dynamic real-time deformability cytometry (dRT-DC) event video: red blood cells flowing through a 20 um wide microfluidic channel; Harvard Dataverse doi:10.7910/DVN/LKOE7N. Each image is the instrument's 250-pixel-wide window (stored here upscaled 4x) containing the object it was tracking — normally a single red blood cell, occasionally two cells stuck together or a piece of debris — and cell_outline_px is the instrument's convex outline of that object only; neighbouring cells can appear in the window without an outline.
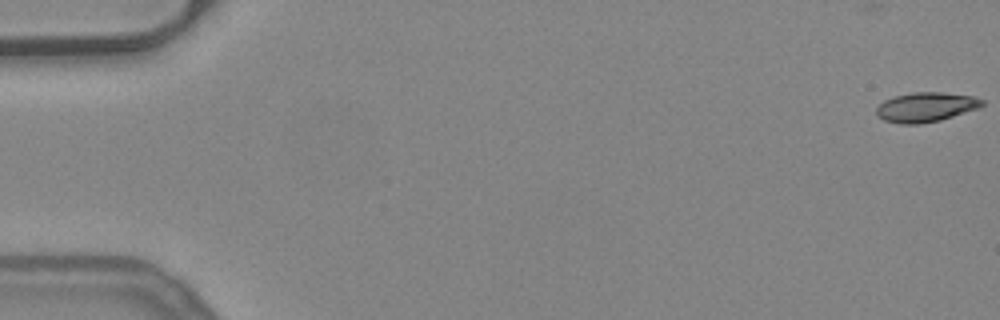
{"species": "common noctule bat (a hibernating species)", "species_latin": "Nyctalus noctula", "temperature_condition": "warm", "stored_images_in_passage": 53, "camera_frame_rate_fps": 3000, "um_per_image_px": 0.085, "animal": {"sex": "female", "body_mass_g": 24.6, "forearm_length_mm": 56.2}, "frame": {"image": 1, "passage_image": 1, "time_ms": 0.0, "image_size_px": [1000, 320], "cell_outline_px": [[984, 104], [980, 108], [940, 120], [920, 124], [900, 124], [884, 120], [876, 112], [876, 108], [884, 100], [896, 96], [912, 92], [940, 92], [976, 96], [984, 100]], "centroid_in_image_um": [78.74, 9.1], "position_along_channel_um": 6.3, "area_um2": 18.26}}
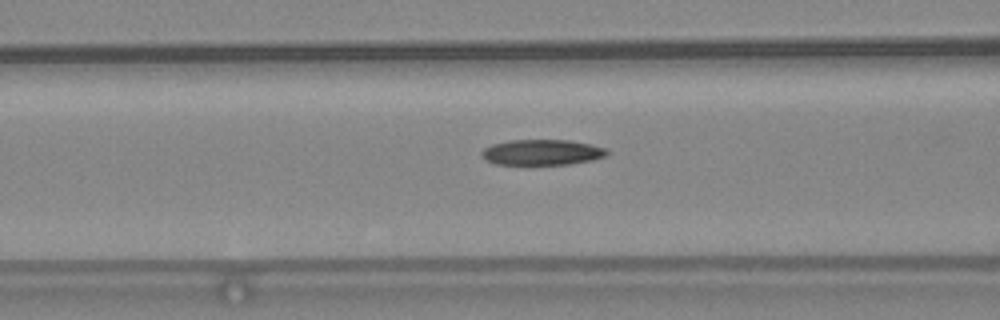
{"frame": {"image": 2, "passage_image": 22, "time_ms": 7.0, "image_size_px": [1000, 320], "cell_outline_px": [[608, 152], [604, 156], [592, 160], [568, 164], [496, 164], [484, 160], [480, 152], [484, 148], [492, 144], [512, 140], [568, 140], [588, 144], [604, 148]], "centroid_in_image_um": [46.01, 12.95], "position_along_channel_um": 120.6, "area_um2": 18.44}}
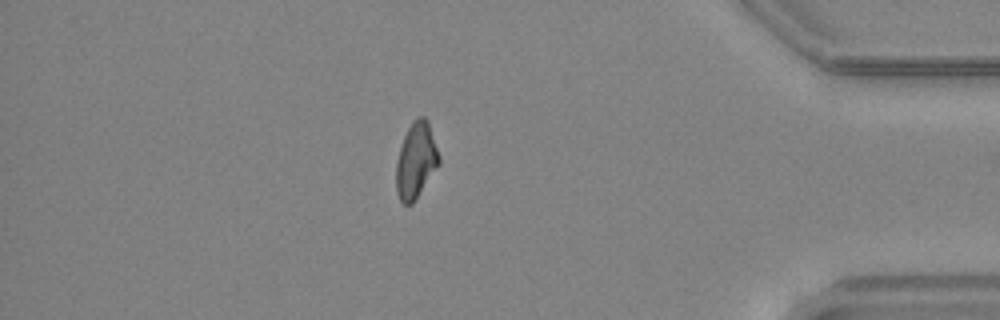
{"frame": {"image": 3, "passage_image": 46, "time_ms": 15.0, "image_size_px": [1000, 320], "cell_outline_px": [[440, 164], [412, 204], [404, 204], [400, 200], [396, 192], [396, 160], [404, 136], [412, 120], [420, 116], [424, 116], [428, 120], [440, 156]], "centroid_in_image_um": [35.36, 13.63], "position_along_channel_um": 399.8, "area_um2": 19.02}, "authors_computed_cell_mechanics": {"area_um2": 18.8428, "velocity_mm_per_s": 3.9566, "shape_relaxation_time_tau1_ms": null, "shape_relaxation_time_tau2_ms": 4.9596, "deformation_change_tau1": null, "deformation_change_tau2": 0.133}}